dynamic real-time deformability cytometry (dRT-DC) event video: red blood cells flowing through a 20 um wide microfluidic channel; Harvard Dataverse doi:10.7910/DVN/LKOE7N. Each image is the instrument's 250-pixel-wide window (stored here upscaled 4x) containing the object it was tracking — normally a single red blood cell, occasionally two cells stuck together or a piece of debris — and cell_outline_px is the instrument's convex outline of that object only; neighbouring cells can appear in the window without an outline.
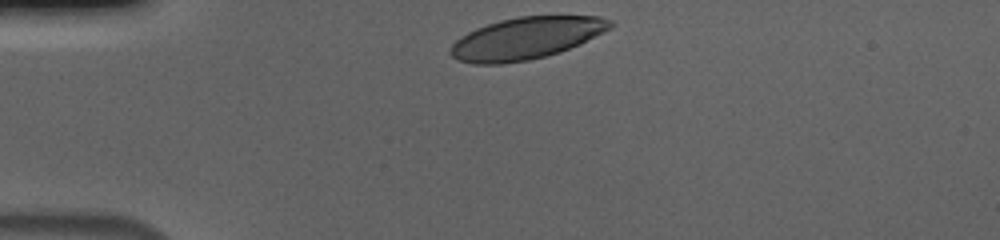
{"species": "human", "species_latin": "Homo sapiens", "temperature_condition": "cold", "stored_images_in_passage": 34, "camera_frame_rate_fps": 3000, "um_per_image_px": 0.085, "donor": {"sex": "male"}, "frame": {"image": 1, "passage_image": 1, "time_ms": 0.0, "image_size_px": [1000, 240], "cell_outline_px": [[616, 24], [604, 32], [580, 44], [560, 52], [528, 60], [500, 64], [472, 64], [460, 60], [452, 56], [448, 52], [452, 44], [460, 36], [476, 28], [500, 20], [520, 16], [600, 16], [612, 20]], "centroid_in_image_um": [44.73, 3.24], "position_along_channel_um": 40.3, "area_um2": 39.07}}
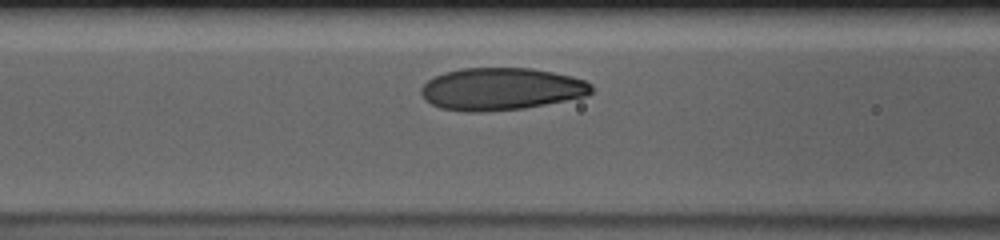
{"frame": {"image": 2, "passage_image": 11, "time_ms": 3.333, "image_size_px": [1000, 240], "cell_outline_px": [[592, 92], [588, 96], [524, 108], [480, 112], [464, 112], [440, 108], [432, 104], [420, 92], [420, 88], [428, 80], [444, 72], [460, 68], [532, 68], [572, 76], [584, 80], [592, 84]], "centroid_in_image_um": [42.61, 7.56], "position_along_channel_um": 124.0, "area_um2": 42.08}}
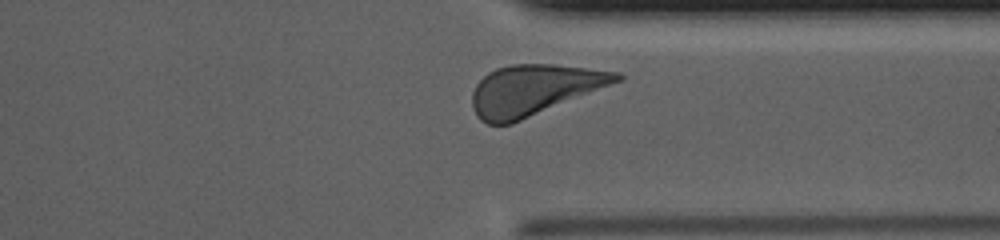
{"frame": {"image": 3, "passage_image": 31, "time_ms": 10.0, "image_size_px": [1000, 240], "cell_outline_px": [[624, 76], [620, 80], [512, 124], [488, 124], [480, 120], [476, 116], [472, 108], [472, 92], [476, 84], [488, 72], [496, 68], [512, 64], [552, 64], [620, 72]], "centroid_in_image_um": [45.31, 7.64], "position_along_channel_um": 366.1, "area_um2": 42.02}, "authors_computed_cell_mechanics": {"area_um2": 41.5004, "velocity_mm_per_s": 3.6342, "shape_relaxation_time_tau1_ms": 3.8049, "shape_relaxation_time_tau2_ms": null, "deformation_change_tau1": 0.1732, "deformation_change_tau2": null}}